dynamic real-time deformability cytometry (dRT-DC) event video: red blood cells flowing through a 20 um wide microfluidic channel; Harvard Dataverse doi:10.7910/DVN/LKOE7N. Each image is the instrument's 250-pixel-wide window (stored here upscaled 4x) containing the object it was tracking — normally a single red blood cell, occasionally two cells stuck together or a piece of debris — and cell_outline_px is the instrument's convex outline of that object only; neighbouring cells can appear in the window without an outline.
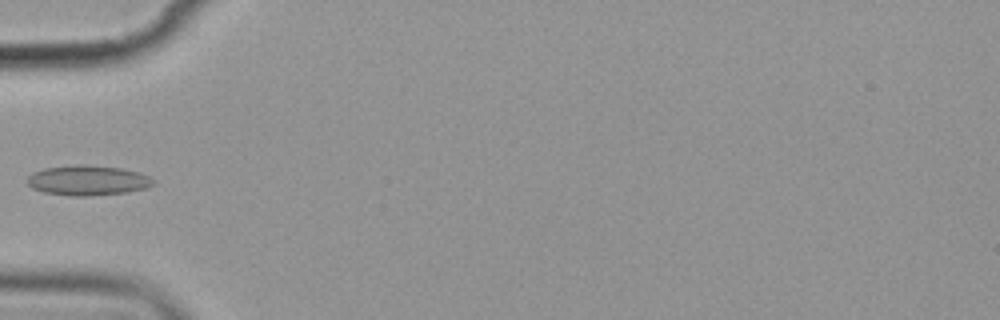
{"species": "common noctule bat (a hibernating species)", "species_latin": "Nyctalus noctula", "temperature_condition": "cold", "stored_images_in_passage": 9, "camera_frame_rate_fps": 3000, "um_per_image_px": 0.085, "animal": {"sex": "female", "body_mass_g": 19.9}, "frame": {"image": 1, "passage_image": 6, "time_ms": 6.0, "image_size_px": [1000, 320], "cell_outline_px": [[156, 184], [144, 188], [128, 192], [84, 196], [68, 196], [44, 192], [32, 188], [24, 180], [32, 172], [44, 168], [80, 164], [84, 164], [120, 168], [136, 172], [148, 176], [156, 180]], "centroid_in_image_um": [7.42, 15.33], "position_along_channel_um": 77.6, "area_um2": 22.14}}
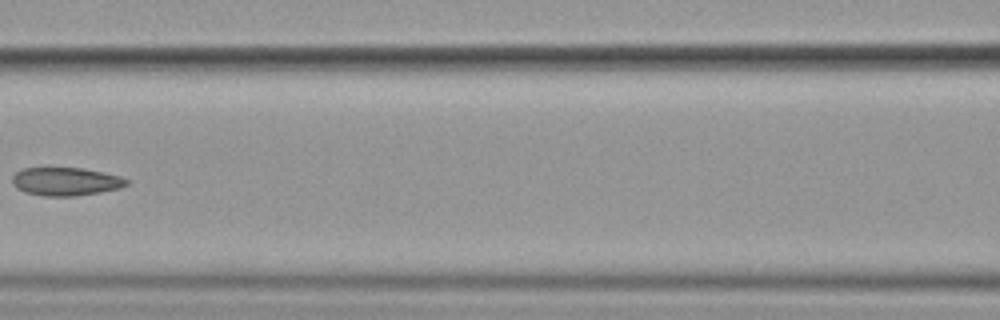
{"frame": {"image": 2, "passage_image": 8, "time_ms": 8.333, "image_size_px": [1000, 320], "cell_outline_px": [[128, 184], [120, 188], [100, 192], [76, 196], [40, 196], [24, 192], [16, 188], [12, 184], [12, 176], [16, 172], [24, 168], [84, 168], [120, 176], [128, 180]], "centroid_in_image_um": [5.56, 15.43], "position_along_channel_um": 161.0, "area_um2": 18.9}}
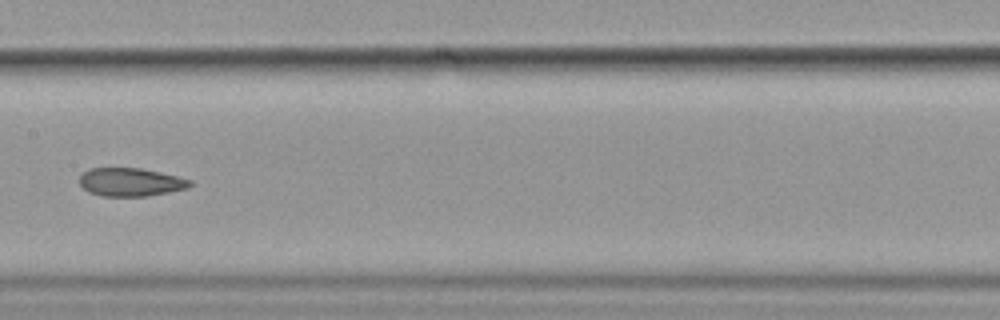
{"frame": {"image": 3, "passage_image": 9, "time_ms": 9.333, "image_size_px": [1000, 320], "cell_outline_px": [[192, 184], [188, 188], [148, 196], [100, 196], [88, 192], [80, 184], [80, 176], [88, 168], [140, 168], [180, 176], [192, 180]], "centroid_in_image_um": [11.12, 15.48], "position_along_channel_um": 196.3, "area_um2": 18.32}}